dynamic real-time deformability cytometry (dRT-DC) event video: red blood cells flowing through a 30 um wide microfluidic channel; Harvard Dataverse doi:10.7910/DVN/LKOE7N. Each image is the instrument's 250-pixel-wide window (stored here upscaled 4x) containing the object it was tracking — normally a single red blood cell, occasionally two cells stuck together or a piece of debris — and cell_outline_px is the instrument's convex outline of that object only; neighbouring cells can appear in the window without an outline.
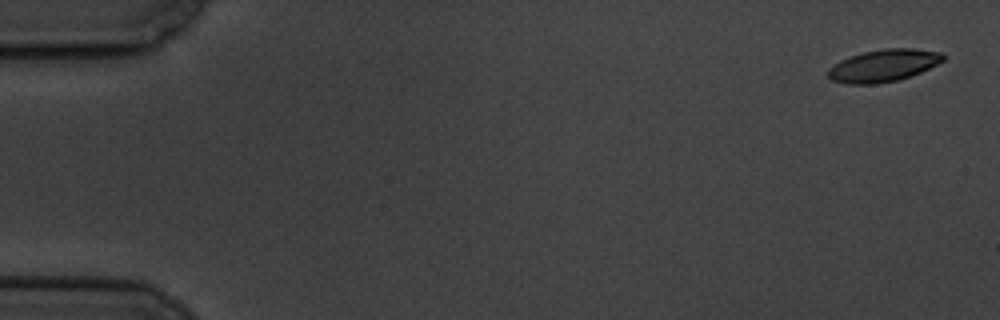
{"species": "common noctule bat (a hibernating species)", "species_latin": "Nyctalus noctula", "temperature_condition": "cold", "stored_images_in_passage": 7, "camera_frame_rate_fps": 3000, "um_per_image_px": 0.085, "animal": {"sex": "male", "body_mass_g": 19.5, "forearm_length_mm": 54.6}, "frame": {"image": 1, "passage_image": 1, "time_ms": 0.0, "image_size_px": [1000, 320], "cell_outline_px": [[944, 60], [920, 72], [896, 80], [876, 84], [848, 84], [832, 80], [828, 76], [828, 68], [832, 64], [840, 60], [864, 52], [884, 48], [912, 48], [940, 52], [944, 56]], "centroid_in_image_um": [75.05, 5.57], "position_along_channel_um": 9.9, "area_um2": 21.39}}
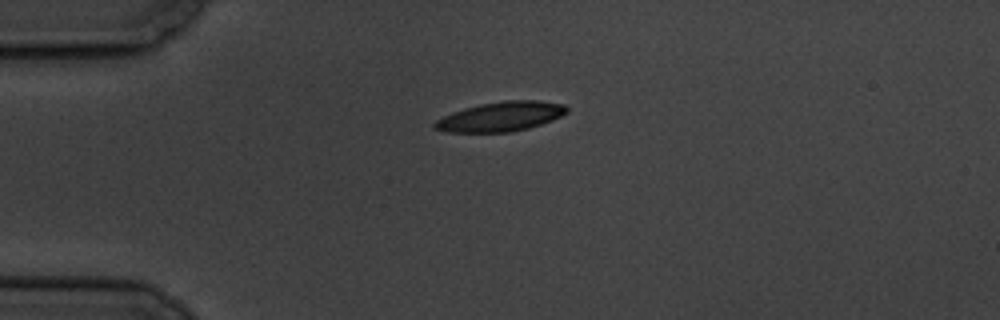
{"frame": {"image": 2, "passage_image": 5, "time_ms": 4.333, "image_size_px": [1000, 320], "cell_outline_px": [[568, 112], [552, 120], [528, 128], [512, 132], [444, 132], [432, 128], [432, 124], [436, 120], [452, 112], [464, 108], [480, 104], [504, 100], [536, 100], [564, 104], [568, 108]], "centroid_in_image_um": [42.54, 9.91], "position_along_channel_um": 42.5, "area_um2": 22.83}}
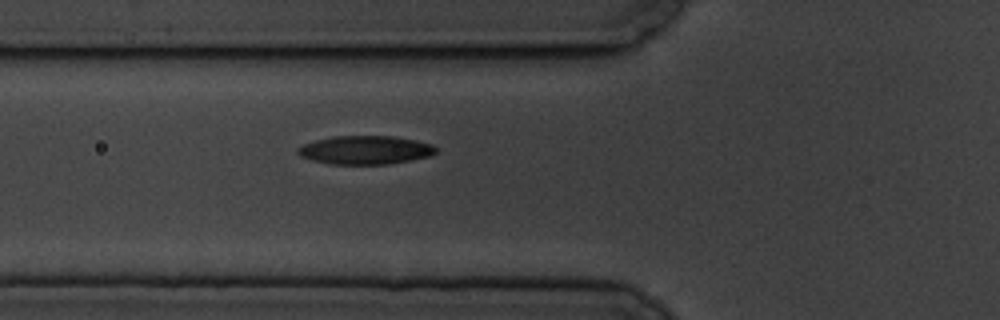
{"frame": {"image": 3, "passage_image": 7, "time_ms": 6.667, "image_size_px": [1000, 320], "cell_outline_px": [[436, 152], [432, 156], [412, 160], [388, 164], [328, 164], [312, 160], [300, 156], [296, 152], [296, 148], [304, 144], [316, 140], [332, 136], [392, 136], [416, 140], [432, 144], [436, 148]], "centroid_in_image_um": [31.05, 12.75], "position_along_channel_um": 94.8, "area_um2": 23.12}}